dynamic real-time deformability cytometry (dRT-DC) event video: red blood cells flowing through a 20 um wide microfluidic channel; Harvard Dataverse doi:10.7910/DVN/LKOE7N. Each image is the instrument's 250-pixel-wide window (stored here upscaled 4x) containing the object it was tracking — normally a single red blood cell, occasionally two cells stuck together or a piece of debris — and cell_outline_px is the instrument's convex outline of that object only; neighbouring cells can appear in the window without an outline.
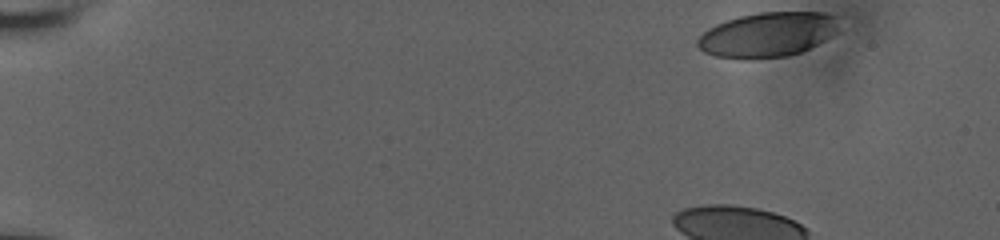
{"species": "human", "species_latin": "Homo sapiens", "temperature_condition": "room temperature", "stored_images_in_passage": 42, "camera_frame_rate_fps": 3000, "um_per_image_px": 0.085, "donor": {"sex": "male"}, "frame": {"image": 1, "passage_image": 1, "time_ms": 0.0, "image_size_px": [1000, 240], "cell_outline_px": [[840, 32], [800, 52], [788, 56], [744, 60], [716, 56], [704, 52], [696, 44], [696, 40], [708, 28], [716, 24], [740, 16], [760, 12], [824, 12], [836, 16]], "centroid_in_image_um": [65.26, 2.95], "position_along_channel_um": 19.7, "area_um2": 37.05}}